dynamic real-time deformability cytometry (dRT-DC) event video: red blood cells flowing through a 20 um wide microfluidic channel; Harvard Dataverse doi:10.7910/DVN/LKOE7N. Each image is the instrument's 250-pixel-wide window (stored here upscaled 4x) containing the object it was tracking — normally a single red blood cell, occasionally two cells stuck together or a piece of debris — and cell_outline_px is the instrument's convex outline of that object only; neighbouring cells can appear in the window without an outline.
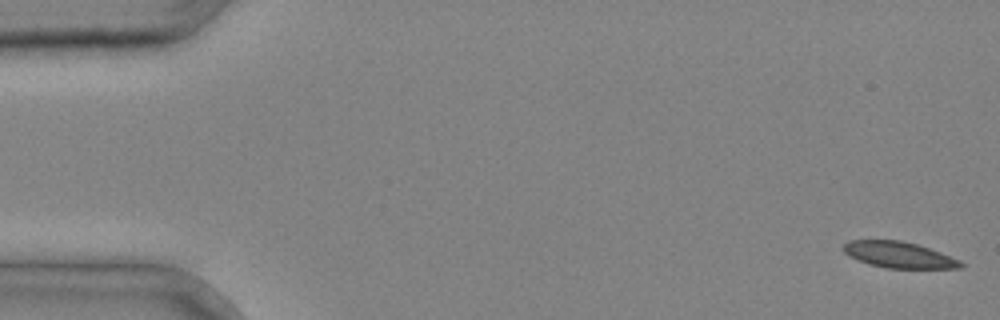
{"species": "common noctule bat (a hibernating species)", "species_latin": "Nyctalus noctula", "temperature_condition": "cold", "stored_images_in_passage": 4, "segment_of_instrument_passage": [1, 2], "camera_frame_rate_fps": 3000, "um_per_image_px": 0.085, "animal": {"sex": "male", "body_mass_g": 20.4}, "frame": {"image": 1, "passage_image": 1, "time_ms": 0.0, "image_size_px": [1000, 320], "cell_outline_px": [[964, 264], [960, 268], [884, 268], [868, 264], [844, 252], [840, 248], [848, 240], [900, 240], [916, 244], [940, 252], [960, 260]], "centroid_in_image_um": [76.38, 21.65], "position_along_channel_um": 8.6, "area_um2": 17.74}}
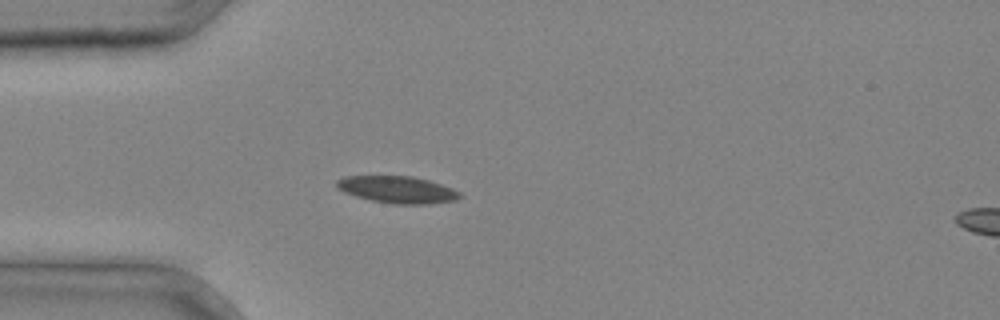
{"frame": {"image": 2, "passage_image": 3, "time_ms": 0.667, "image_size_px": [1000, 320], "cell_outline_px": [[464, 196], [456, 200], [428, 204], [392, 204], [372, 200], [356, 196], [344, 192], [336, 188], [336, 180], [344, 176], [412, 176], [428, 180], [452, 188], [460, 192]], "centroid_in_image_um": [33.78, 16.12], "position_along_channel_um": 51.2, "area_um2": 19.42}}